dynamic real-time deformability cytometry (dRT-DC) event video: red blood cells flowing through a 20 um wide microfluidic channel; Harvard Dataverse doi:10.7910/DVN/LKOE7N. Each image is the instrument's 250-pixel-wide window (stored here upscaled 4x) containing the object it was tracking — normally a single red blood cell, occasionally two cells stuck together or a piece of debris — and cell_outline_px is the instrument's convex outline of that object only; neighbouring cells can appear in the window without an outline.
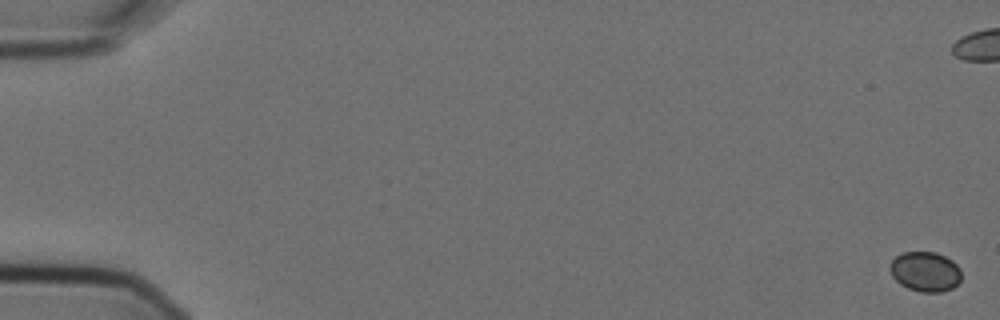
{"species": "Egyptian fruit bat (a non-hibernating species)", "species_latin": "Rousettus aegyptiacus", "temperature_condition": "cold", "stored_images_in_passage": 6, "camera_frame_rate_fps": 3000, "um_per_image_px": 0.085, "animal": {"sex": "female"}, "frame": {"image": 1, "passage_image": 1, "time_ms": 0.0, "image_size_px": [1000, 320], "cell_outline_px": [[960, 280], [952, 288], [940, 292], [920, 292], [908, 288], [900, 284], [892, 276], [888, 268], [888, 264], [896, 256], [904, 252], [936, 252], [952, 260], [960, 268]], "centroid_in_image_um": [78.61, 23.08], "position_along_channel_um": 6.4, "area_um2": 16.65}}
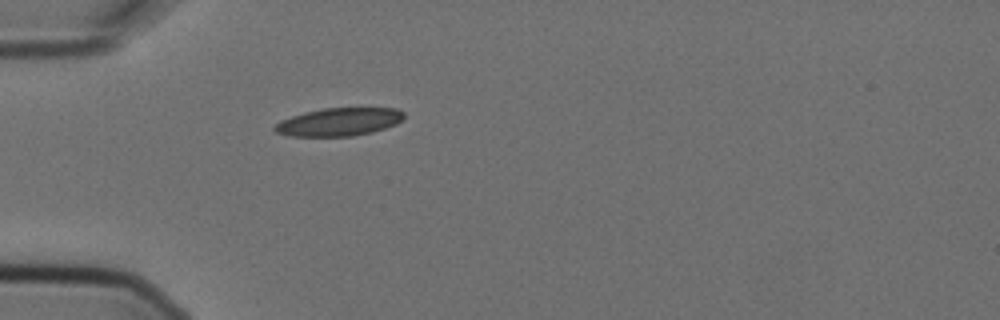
{"frame": {"image": 2, "passage_image": 6, "time_ms": 1.667, "image_size_px": [1000, 320], "cell_outline_px": [[404, 116], [396, 124], [372, 132], [352, 136], [288, 136], [276, 132], [272, 128], [280, 120], [304, 112], [324, 108], [396, 108], [404, 112]], "centroid_in_image_um": [28.79, 10.36], "position_along_channel_um": 56.2, "area_um2": 21.04}}